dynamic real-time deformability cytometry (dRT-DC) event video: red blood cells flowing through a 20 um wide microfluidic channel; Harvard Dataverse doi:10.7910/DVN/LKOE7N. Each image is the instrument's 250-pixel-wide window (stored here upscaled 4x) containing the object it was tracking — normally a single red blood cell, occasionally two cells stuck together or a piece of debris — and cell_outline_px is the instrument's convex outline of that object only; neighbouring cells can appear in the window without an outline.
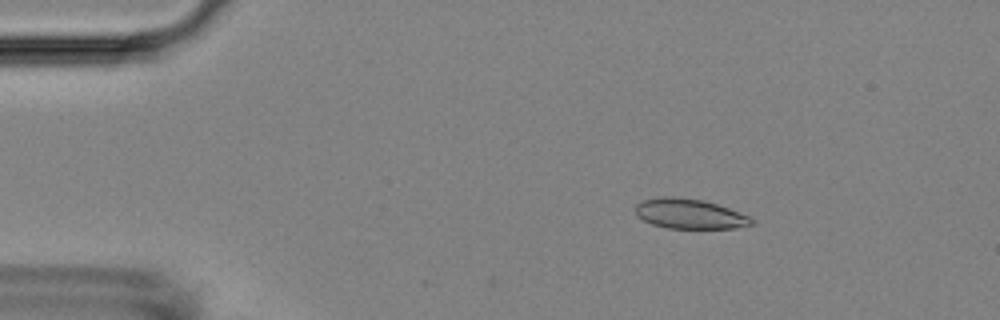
{"species": "Egyptian fruit bat (a non-hibernating species)", "species_latin": "Rousettus aegyptiacus", "temperature_condition": "room temperature", "stored_images_in_passage": 54, "camera_frame_rate_fps": 3000, "um_per_image_px": 0.085, "animal": {"sex": "female"}, "frame": {"image": 1, "passage_image": 9, "time_ms": 2.667, "image_size_px": [1000, 320], "cell_outline_px": [[756, 224], [736, 228], [668, 228], [652, 224], [644, 220], [636, 212], [636, 204], [640, 200], [660, 196], [672, 196], [704, 200], [728, 208], [748, 216], [756, 220]], "centroid_in_image_um": [58.63, 18.17], "position_along_channel_um": 26.4, "area_um2": 20.29}}
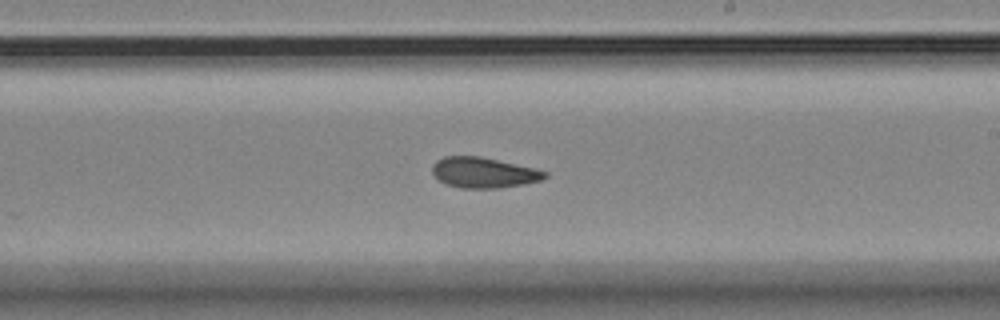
{"frame": {"image": 2, "passage_image": 32, "time_ms": 10.333, "image_size_px": [1000, 320], "cell_outline_px": [[548, 176], [540, 180], [524, 184], [500, 188], [460, 188], [444, 184], [432, 172], [432, 164], [436, 160], [444, 156], [480, 156], [536, 168], [548, 172]], "centroid_in_image_um": [41.11, 14.67], "position_along_channel_um": 247.9, "area_um2": 20.17}}
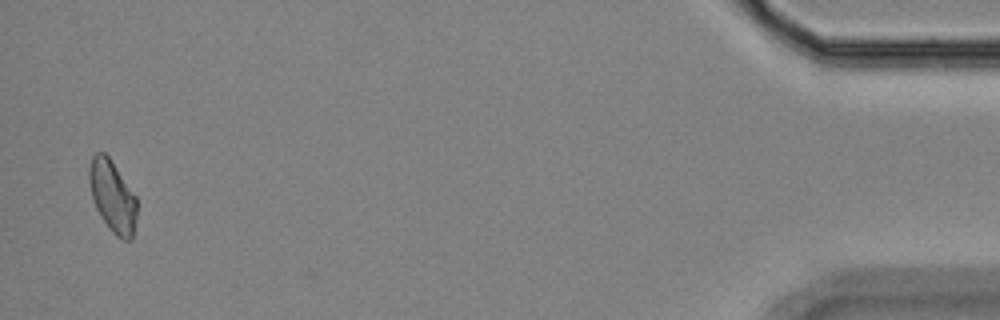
{"frame": {"image": 3, "passage_image": 53, "time_ms": 17.333, "image_size_px": [1000, 320], "cell_outline_px": [[136, 216], [132, 240], [120, 240], [108, 228], [100, 216], [92, 200], [88, 180], [88, 168], [92, 156], [96, 152], [104, 152], [108, 156], [136, 196]], "centroid_in_image_um": [9.54, 16.7], "position_along_channel_um": 425.7, "area_um2": 20.06}, "authors_computed_cell_mechanics": {"area_um2": 20.3456, "velocity_mm_per_s": 3.7099, "shape_relaxation_time_tau1_ms": null, "shape_relaxation_time_tau2_ms": 3.482, "deformation_change_tau1": null, "deformation_change_tau2": 0.0968}}